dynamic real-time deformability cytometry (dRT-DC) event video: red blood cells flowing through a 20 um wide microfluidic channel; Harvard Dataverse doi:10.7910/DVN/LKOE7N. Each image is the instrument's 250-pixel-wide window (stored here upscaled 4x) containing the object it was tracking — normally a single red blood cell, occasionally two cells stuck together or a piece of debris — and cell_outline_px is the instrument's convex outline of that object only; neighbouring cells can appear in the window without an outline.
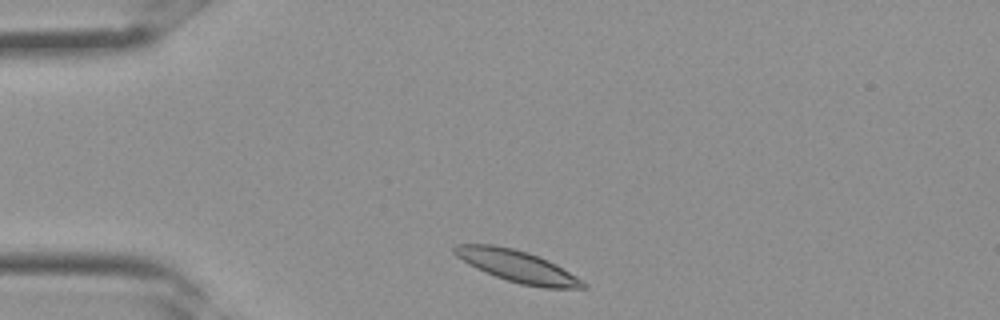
{"species": "Egyptian fruit bat (a non-hibernating species)", "species_latin": "Rousettus aegyptiacus", "temperature_condition": "room temperature", "stored_images_in_passage": 22, "camera_frame_rate_fps": 3000, "um_per_image_px": 0.085, "frame": {"image": 1, "passage_image": 1, "time_ms": 0.0, "image_size_px": [1000, 320], "cell_outline_px": [[588, 288], [544, 288], [520, 284], [484, 272], [468, 264], [456, 256], [452, 252], [452, 248], [456, 244], [492, 244], [512, 248], [528, 252], [548, 260], [556, 264], [588, 284]], "centroid_in_image_um": [43.95, 22.63], "position_along_channel_um": 41.0, "area_um2": 23.81}}
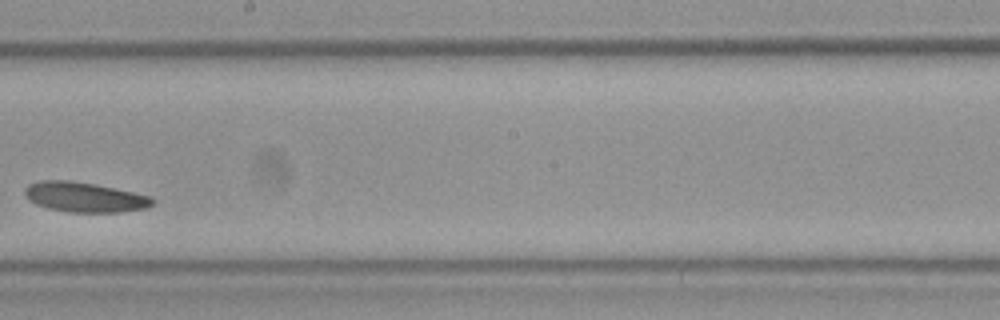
{"frame": {"image": 2, "passage_image": 13, "time_ms": 4.0, "image_size_px": [1000, 320], "cell_outline_px": [[156, 200], [148, 208], [120, 212], [68, 212], [48, 208], [36, 204], [24, 196], [24, 188], [28, 184], [40, 180], [68, 180], [96, 184], [152, 196]], "centroid_in_image_um": [7.19, 16.75], "position_along_channel_um": 241.0, "area_um2": 22.48}}
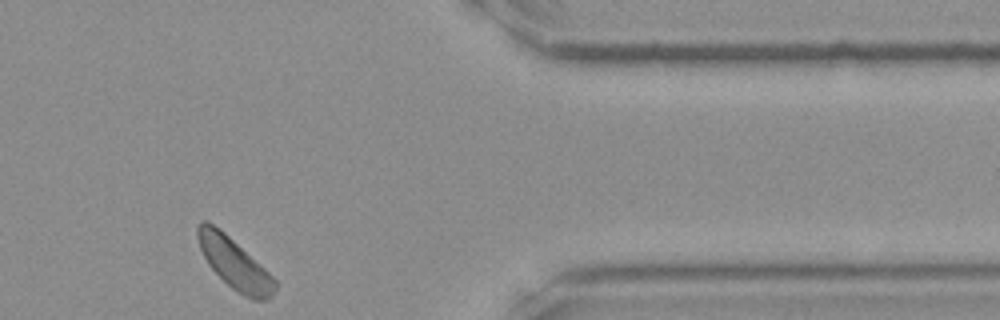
{"frame": {"image": 3, "passage_image": 22, "time_ms": 7.0, "image_size_px": [1000, 320], "cell_outline_px": [[276, 288], [272, 296], [268, 300], [252, 300], [244, 296], [232, 288], [208, 264], [200, 248], [196, 236], [196, 228], [200, 220], [204, 220], [212, 224], [224, 232], [264, 268], [276, 280]], "centroid_in_image_um": [19.92, 22.4], "position_along_channel_um": 391.5, "area_um2": 22.48}}